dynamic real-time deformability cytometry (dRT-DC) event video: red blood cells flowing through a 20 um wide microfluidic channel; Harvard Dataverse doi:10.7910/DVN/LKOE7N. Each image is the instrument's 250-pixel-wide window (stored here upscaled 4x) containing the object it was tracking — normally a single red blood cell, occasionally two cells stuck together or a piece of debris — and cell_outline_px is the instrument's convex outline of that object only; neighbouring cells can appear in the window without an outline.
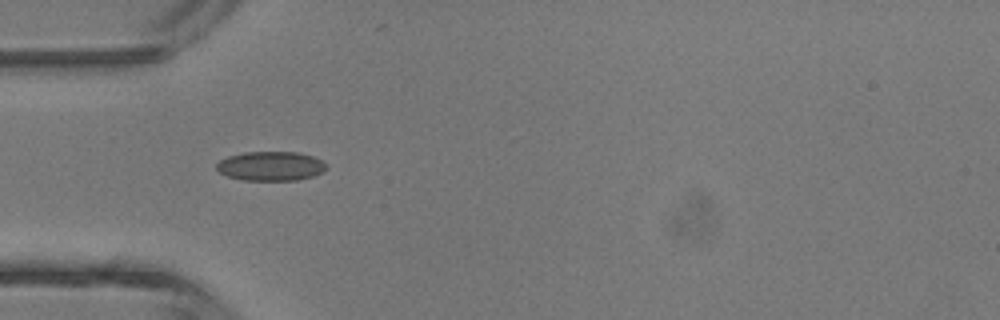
{"species": "common noctule bat (a hibernating species)", "species_latin": "Nyctalus noctula", "temperature_condition": "room temperature", "stored_images_in_passage": 1, "camera_frame_rate_fps": 3000, "um_per_image_px": 0.085, "animal": {"sex": "male", "body_mass_g": 13.3}, "frame": {"image": 1, "passage_image": 1, "time_ms": 0.0, "image_size_px": [1000, 320], "cell_outline_px": [[328, 168], [324, 172], [312, 176], [296, 180], [244, 180], [228, 176], [220, 172], [216, 168], [216, 164], [220, 160], [228, 156], [244, 152], [296, 152], [312, 156], [328, 164]], "centroid_in_image_um": [23.03, 14.11], "position_along_channel_um": 62.0, "area_um2": 18.73}}